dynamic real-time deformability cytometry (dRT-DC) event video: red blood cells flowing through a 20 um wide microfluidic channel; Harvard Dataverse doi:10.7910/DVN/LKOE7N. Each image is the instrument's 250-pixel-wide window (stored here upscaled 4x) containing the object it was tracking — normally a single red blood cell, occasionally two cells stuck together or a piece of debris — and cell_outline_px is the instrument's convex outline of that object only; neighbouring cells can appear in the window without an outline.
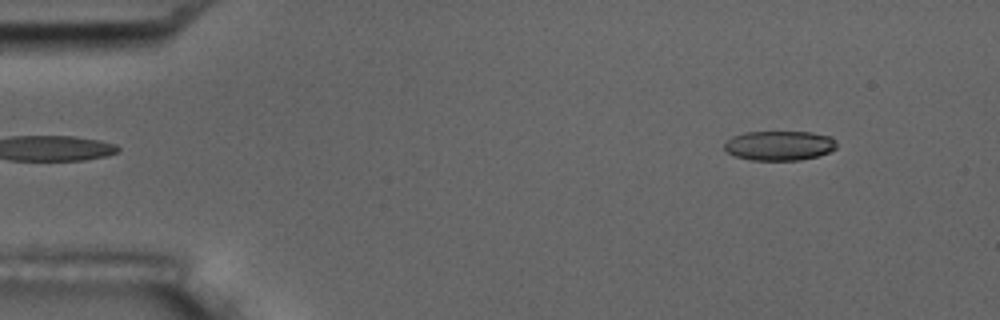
{"species": "common noctule bat (a hibernating species)", "species_latin": "Nyctalus noctula", "temperature_condition": "room temperature", "stored_images_in_passage": 6, "camera_frame_rate_fps": 3000, "um_per_image_px": 0.085, "animal": {"sex": "male", "body_mass_g": 17.5, "forearm_length_mm": 52.3}, "frame": {"image": 1, "passage_image": 2, "time_ms": 1.0, "image_size_px": [1000, 320], "cell_outline_px": [[836, 148], [828, 152], [816, 156], [800, 160], [752, 160], [736, 156], [728, 152], [724, 148], [724, 144], [732, 136], [744, 132], [812, 132], [832, 136], [836, 140]], "centroid_in_image_um": [66.26, 12.36], "position_along_channel_um": 18.7, "area_um2": 19.36}}
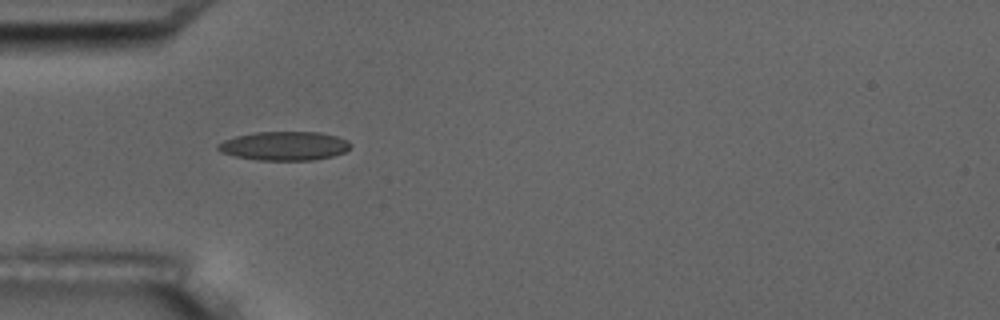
{"frame": {"image": 2, "passage_image": 5, "time_ms": 4.667, "image_size_px": [1000, 320], "cell_outline_px": [[352, 144], [344, 152], [332, 156], [312, 160], [256, 160], [236, 156], [220, 152], [216, 148], [216, 144], [224, 140], [236, 136], [256, 132], [320, 132], [336, 136], [348, 140]], "centroid_in_image_um": [24.15, 12.4], "position_along_channel_um": 60.9, "area_um2": 22.31}}